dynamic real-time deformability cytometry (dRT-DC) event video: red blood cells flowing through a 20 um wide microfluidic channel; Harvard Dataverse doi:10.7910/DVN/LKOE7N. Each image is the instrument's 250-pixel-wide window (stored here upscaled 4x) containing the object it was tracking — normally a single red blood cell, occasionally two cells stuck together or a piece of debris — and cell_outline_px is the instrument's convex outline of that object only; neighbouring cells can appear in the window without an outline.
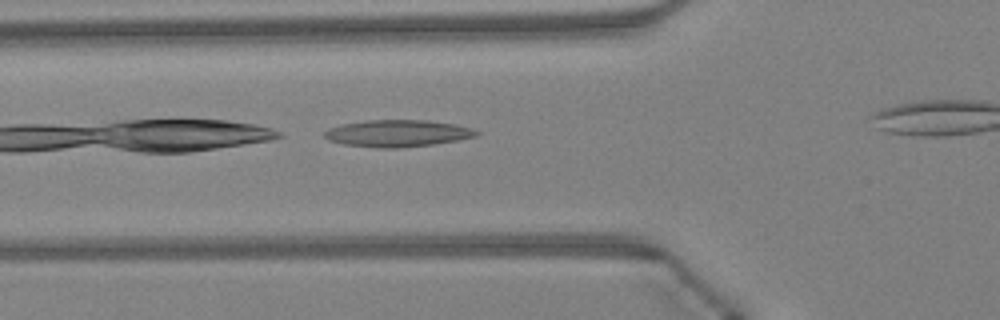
{"species": "Egyptian fruit bat (a non-hibernating species)", "species_latin": "Rousettus aegyptiacus", "temperature_condition": "warm", "stored_images_in_passage": 21, "camera_frame_rate_fps": 3000, "um_per_image_px": 0.085, "animal": {"sex": "female"}, "frame": {"image": 1, "passage_image": 4, "time_ms": 1.0, "image_size_px": [1000, 320], "cell_outline_px": [[480, 132], [476, 136], [456, 140], [432, 144], [396, 148], [380, 148], [344, 144], [328, 140], [324, 136], [324, 132], [328, 128], [340, 124], [364, 120], [428, 120], [456, 124], [472, 128]], "centroid_in_image_um": [33.76, 11.32], "position_along_channel_um": 92.0, "area_um2": 23.81}}
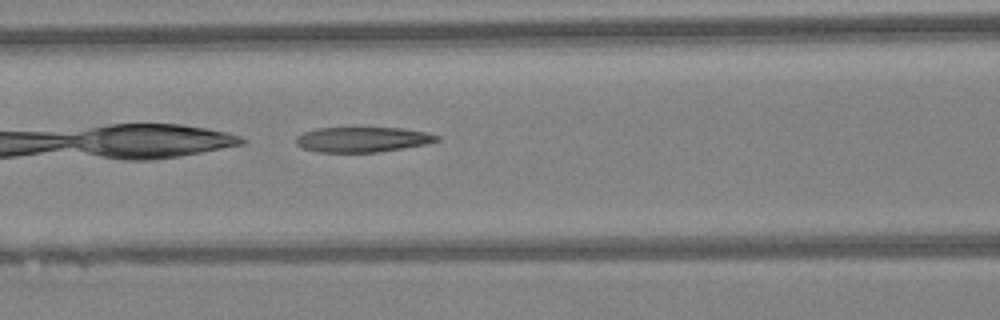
{"frame": {"image": 2, "passage_image": 7, "time_ms": 2.0, "image_size_px": [1000, 320], "cell_outline_px": [[440, 140], [428, 144], [376, 152], [316, 152], [304, 148], [296, 144], [296, 136], [304, 132], [316, 128], [400, 128], [428, 132], [440, 136]], "centroid_in_image_um": [30.83, 11.85], "position_along_channel_um": 135.8, "area_um2": 20.63}}
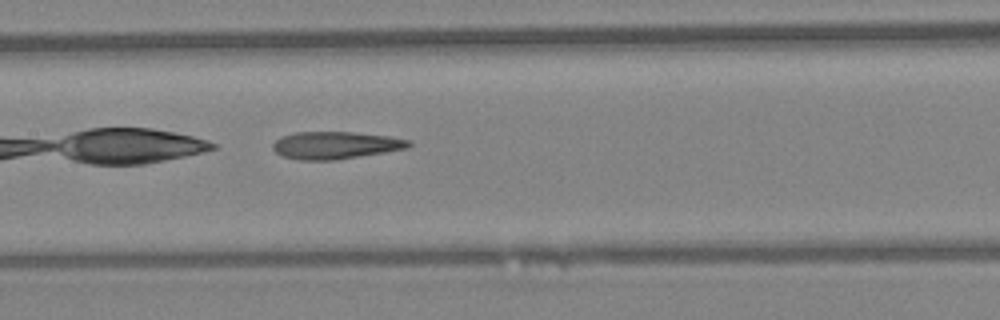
{"frame": {"image": 3, "passage_image": 10, "time_ms": 3.0, "image_size_px": [1000, 320], "cell_outline_px": [[412, 144], [408, 148], [336, 160], [300, 160], [284, 156], [276, 152], [272, 148], [272, 144], [280, 136], [296, 132], [352, 132], [388, 136], [412, 140]], "centroid_in_image_um": [28.52, 12.34], "position_along_channel_um": 178.9, "area_um2": 21.68}}